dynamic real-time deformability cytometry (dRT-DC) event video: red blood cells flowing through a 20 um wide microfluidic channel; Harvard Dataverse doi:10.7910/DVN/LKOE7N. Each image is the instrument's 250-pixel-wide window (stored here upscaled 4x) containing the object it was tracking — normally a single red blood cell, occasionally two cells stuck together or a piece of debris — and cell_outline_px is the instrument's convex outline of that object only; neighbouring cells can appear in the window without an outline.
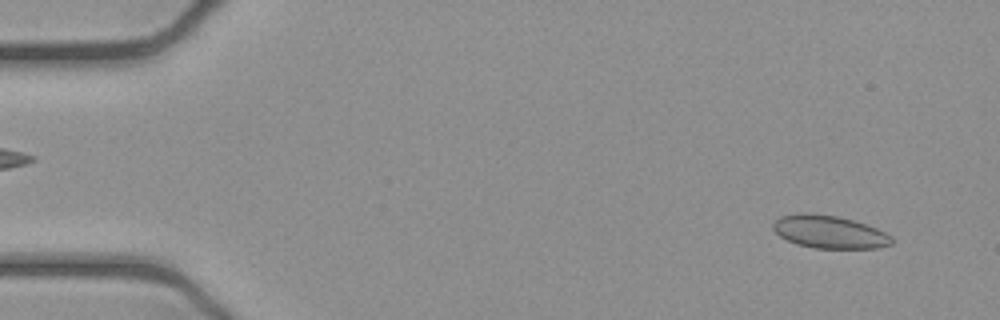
{"species": "common noctule bat (a hibernating species)", "species_latin": "Nyctalus noctula", "temperature_condition": "cold", "stored_images_in_passage": 51, "camera_frame_rate_fps": 3000, "um_per_image_px": 0.085, "animal": {"sex": "female", "body_mass_g": 21.9}, "frame": {"image": 1, "passage_image": 3, "time_ms": 0.667, "image_size_px": [1000, 320], "cell_outline_px": [[892, 244], [880, 248], [812, 248], [796, 244], [780, 236], [772, 228], [772, 224], [780, 216], [804, 212], [808, 212], [836, 216], [852, 220], [876, 228], [892, 236]], "centroid_in_image_um": [70.48, 19.71], "position_along_channel_um": 14.5, "area_um2": 22.66}}
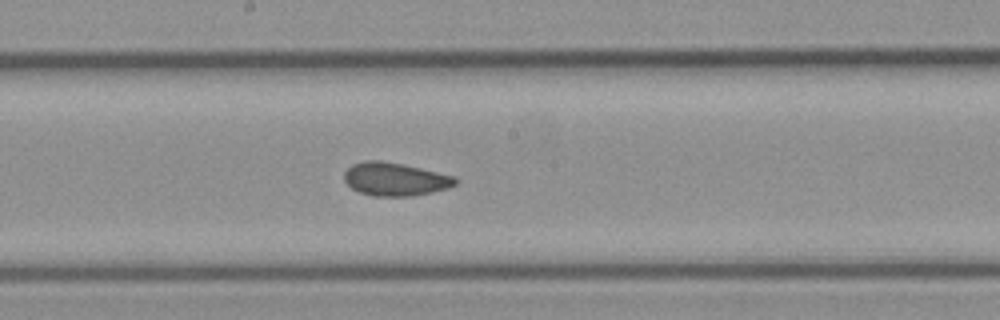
{"frame": {"image": 2, "passage_image": 27, "time_ms": 8.667, "image_size_px": [1000, 320], "cell_outline_px": [[460, 180], [456, 184], [448, 188], [432, 192], [412, 196], [372, 196], [360, 192], [352, 188], [344, 180], [344, 172], [352, 164], [364, 160], [380, 160], [420, 168], [456, 176]], "centroid_in_image_um": [33.6, 15.23], "position_along_channel_um": 214.6, "area_um2": 21.56}}
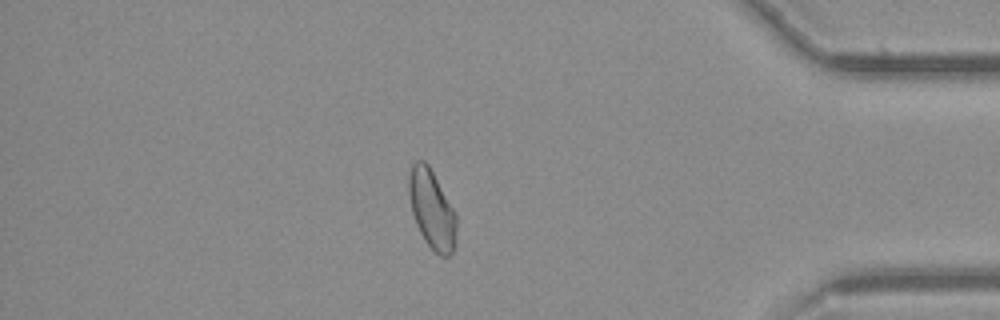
{"frame": {"image": 3, "passage_image": 44, "time_ms": 14.333, "image_size_px": [1000, 320], "cell_outline_px": [[456, 240], [452, 252], [448, 256], [440, 256], [424, 240], [416, 224], [412, 212], [408, 192], [408, 176], [412, 164], [416, 160], [424, 160], [428, 164], [456, 212]], "centroid_in_image_um": [36.7, 17.77], "position_along_channel_um": 398.5, "area_um2": 21.91}, "authors_computed_cell_mechanics": {"area_um2": 21.9062, "velocity_mm_per_s": 3.8936, "shape_relaxation_time_tau1_ms": null, "shape_relaxation_time_tau2_ms": 1.8831, "deformation_change_tau1": null, "deformation_change_tau2": 0.0714}}